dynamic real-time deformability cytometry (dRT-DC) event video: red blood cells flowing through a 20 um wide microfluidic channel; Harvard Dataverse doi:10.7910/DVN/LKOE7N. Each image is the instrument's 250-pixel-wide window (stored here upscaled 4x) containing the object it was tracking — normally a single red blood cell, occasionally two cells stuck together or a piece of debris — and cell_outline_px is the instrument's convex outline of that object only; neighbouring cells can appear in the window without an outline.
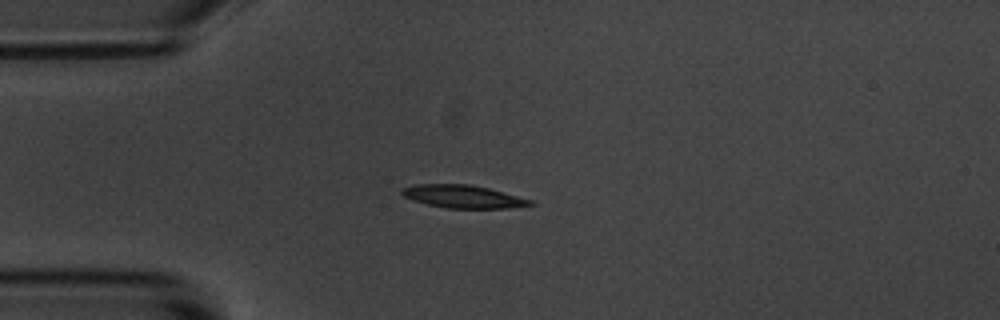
{"species": "common noctule bat (a hibernating species)", "species_latin": "Nyctalus noctula", "temperature_condition": "room temperature", "stored_images_in_passage": 1, "camera_frame_rate_fps": 3000, "um_per_image_px": 0.085, "animal": {"sex": "male", "body_mass_g": 20.1, "forearm_length_mm": 53.5}, "frame": {"image": 1, "passage_image": 1, "time_ms": 0.0, "image_size_px": [1000, 320], "cell_outline_px": [[536, 204], [508, 208], [444, 208], [428, 204], [404, 196], [400, 192], [400, 188], [416, 184], [472, 184], [488, 188], [532, 200]], "centroid_in_image_um": [39.36, 16.7], "position_along_channel_um": 45.6, "area_um2": 16.99}}